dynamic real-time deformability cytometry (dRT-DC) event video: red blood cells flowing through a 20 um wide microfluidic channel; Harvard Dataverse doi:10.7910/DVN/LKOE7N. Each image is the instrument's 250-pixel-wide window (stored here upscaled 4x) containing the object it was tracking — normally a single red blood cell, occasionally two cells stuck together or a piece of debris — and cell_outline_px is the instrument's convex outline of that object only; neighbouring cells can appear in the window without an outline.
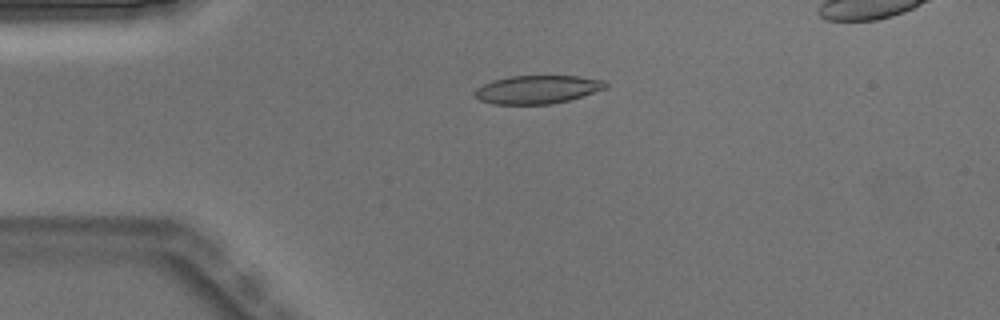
{"species": "Egyptian fruit bat (a non-hibernating species)", "species_latin": "Rousettus aegyptiacus", "temperature_condition": "warm", "stored_images_in_passage": 5, "camera_frame_rate_fps": 3000, "um_per_image_px": 0.085, "animal": {"sex": "male"}, "frame": {"image": 1, "passage_image": 4, "time_ms": 1.0, "image_size_px": [1000, 320], "cell_outline_px": [[608, 84], [604, 88], [568, 100], [552, 104], [492, 104], [480, 100], [472, 92], [476, 88], [492, 80], [512, 76], [580, 76], [604, 80]], "centroid_in_image_um": [45.63, 7.6], "position_along_channel_um": 39.4, "area_um2": 21.39}}